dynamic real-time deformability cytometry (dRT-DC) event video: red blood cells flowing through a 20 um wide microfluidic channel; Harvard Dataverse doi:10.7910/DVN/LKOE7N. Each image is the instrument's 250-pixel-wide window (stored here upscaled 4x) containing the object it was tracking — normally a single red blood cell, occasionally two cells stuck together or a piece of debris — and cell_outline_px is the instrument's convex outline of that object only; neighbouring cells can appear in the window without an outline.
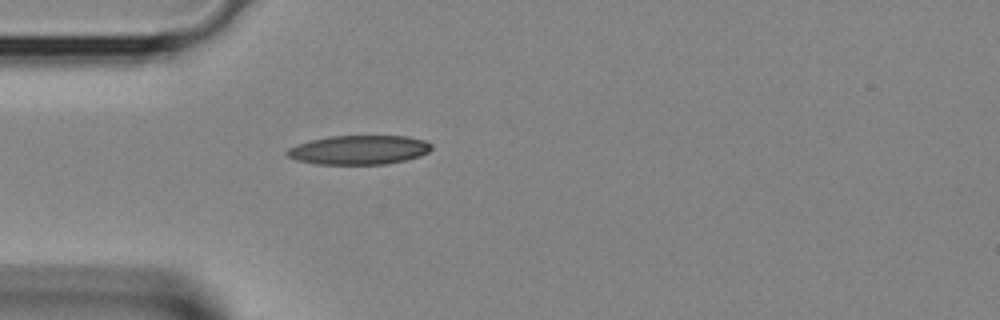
{"species": "Egyptian fruit bat (a non-hibernating species)", "species_latin": "Rousettus aegyptiacus", "temperature_condition": "room temperature", "stored_images_in_passage": 29, "camera_frame_rate_fps": 3000, "um_per_image_px": 0.085, "animal": {"sex": "female"}, "frame": {"image": 1, "passage_image": 1, "time_ms": 0.0, "image_size_px": [1000, 320], "cell_outline_px": [[432, 148], [428, 152], [420, 156], [404, 160], [384, 164], [316, 164], [296, 160], [288, 156], [284, 152], [288, 148], [296, 144], [308, 140], [328, 136], [408, 136], [424, 140], [432, 144]], "centroid_in_image_um": [30.48, 12.73], "position_along_channel_um": 54.5, "area_um2": 24.68}}
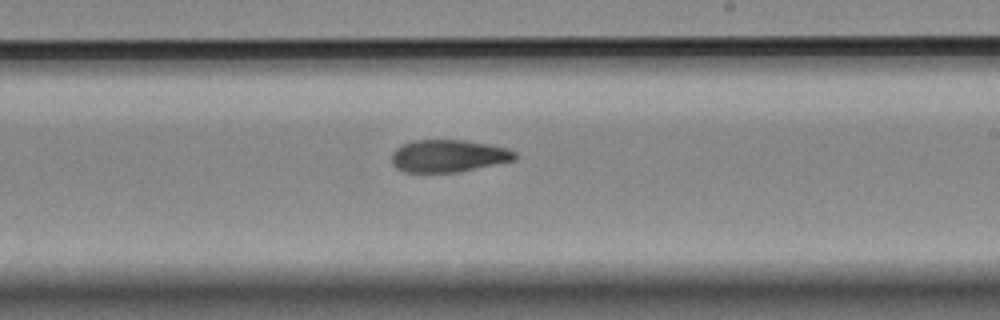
{"frame": {"image": 2, "passage_image": 13, "time_ms": 4.0, "image_size_px": [1000, 320], "cell_outline_px": [[516, 160], [460, 172], [404, 172], [396, 168], [392, 164], [392, 152], [400, 144], [412, 140], [464, 140], [488, 144], [508, 148], [516, 152]], "centroid_in_image_um": [38.1, 13.25], "position_along_channel_um": 250.9, "area_um2": 23.52}}
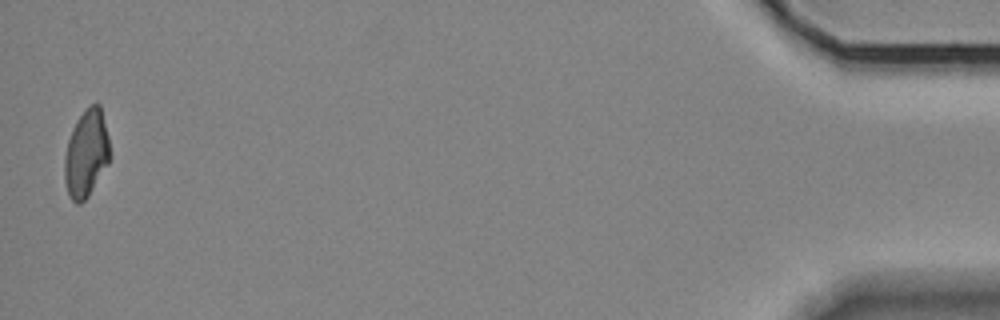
{"frame": {"image": 3, "passage_image": 29, "time_ms": 9.333, "image_size_px": [1000, 320], "cell_outline_px": [[112, 156], [108, 164], [88, 196], [80, 204], [76, 204], [68, 196], [64, 180], [64, 156], [68, 140], [72, 128], [76, 120], [92, 104], [100, 104], [108, 136]], "centroid_in_image_um": [7.33, 13.09], "position_along_channel_um": 427.9, "area_um2": 23.24}}